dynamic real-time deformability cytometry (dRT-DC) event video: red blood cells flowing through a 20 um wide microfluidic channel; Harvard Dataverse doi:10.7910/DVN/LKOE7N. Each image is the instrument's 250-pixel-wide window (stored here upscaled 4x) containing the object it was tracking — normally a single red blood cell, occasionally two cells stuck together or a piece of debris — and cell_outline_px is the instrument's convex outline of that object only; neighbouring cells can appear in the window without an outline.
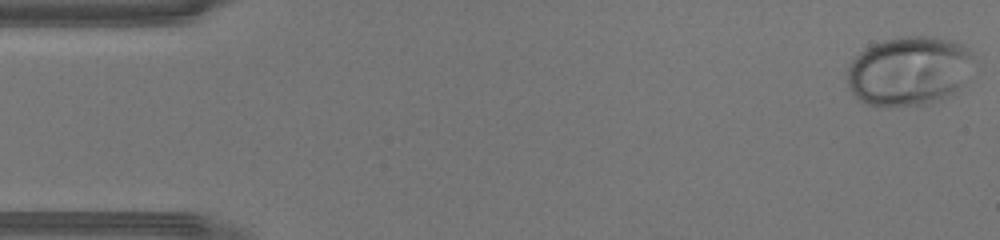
{"species": "human", "species_latin": "Homo sapiens", "temperature_condition": "warm", "stored_images_in_passage": 44, "camera_frame_rate_fps": 3000, "um_per_image_px": 0.085, "donor": {"sex": "male"}, "frame": {"image": 1, "passage_image": 1, "time_ms": 0.0, "image_size_px": [1000, 240], "cell_outline_px": [[972, 60], [960, 84], [948, 96], [940, 100], [928, 104], [868, 104], [860, 100], [848, 88], [848, 68], [852, 60], [864, 48], [872, 44], [884, 40], [900, 36], [932, 36], [948, 40], [960, 44], [968, 48], [972, 52]], "centroid_in_image_um": [77.21, 5.99], "position_along_channel_um": 7.8, "area_um2": 50.0}}
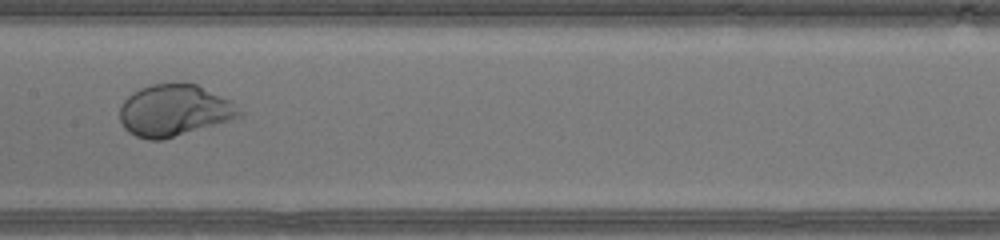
{"frame": {"image": 2, "passage_image": 22, "time_ms": 7.0, "image_size_px": [1000, 240], "cell_outline_px": [[244, 116], [232, 120], [160, 140], [148, 140], [136, 136], [128, 132], [124, 128], [120, 120], [120, 104], [132, 92], [140, 88], [152, 84], [196, 84], [232, 100], [244, 112]], "centroid_in_image_um": [14.84, 9.39], "position_along_channel_um": 192.6, "area_um2": 36.07}}
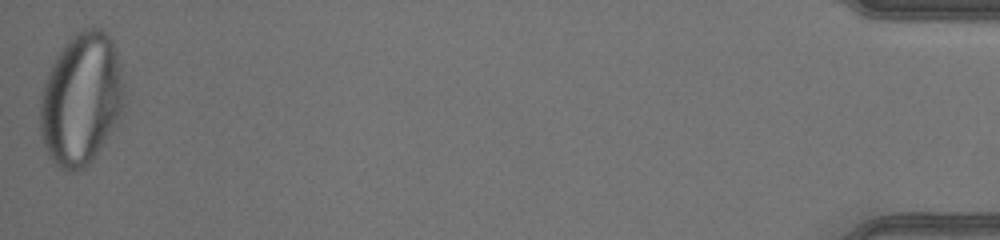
{"frame": {"image": 3, "passage_image": 44, "time_ms": 14.333, "image_size_px": [1000, 240], "cell_outline_px": [[124, 108], [116, 124], [96, 156], [84, 168], [76, 172], [68, 172], [60, 168], [48, 156], [40, 132], [40, 96], [48, 72], [56, 56], [68, 40], [76, 32], [84, 28], [100, 28], [112, 40], [116, 52], [120, 68], [124, 88]], "centroid_in_image_um": [6.9, 8.46], "position_along_channel_um": 428.3, "area_um2": 64.91}}